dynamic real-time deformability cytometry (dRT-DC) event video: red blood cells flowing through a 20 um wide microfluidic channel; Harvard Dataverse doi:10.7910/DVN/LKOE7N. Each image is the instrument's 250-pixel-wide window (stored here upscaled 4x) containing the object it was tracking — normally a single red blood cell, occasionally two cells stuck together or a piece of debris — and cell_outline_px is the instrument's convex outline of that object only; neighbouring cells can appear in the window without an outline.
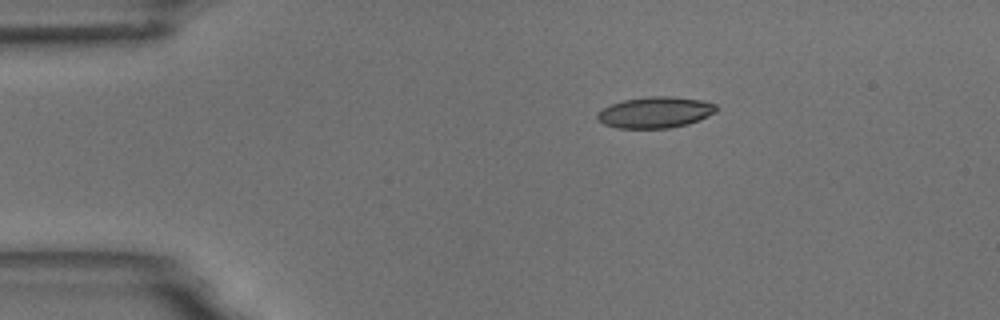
{"species": "common noctule bat (a hibernating species)", "species_latin": "Nyctalus noctula", "temperature_condition": "room temperature", "stored_images_in_passage": 6, "camera_frame_rate_fps": 3000, "um_per_image_px": 0.085, "animal": {"sex": "male", "body_mass_g": 18.8}, "frame": {"image": 1, "passage_image": 6, "time_ms": 6.0, "image_size_px": [1000, 320], "cell_outline_px": [[716, 112], [708, 116], [688, 124], [668, 128], [616, 128], [604, 124], [596, 116], [604, 108], [612, 104], [624, 100], [648, 96], [668, 96], [700, 100], [716, 104]], "centroid_in_image_um": [55.71, 9.55], "position_along_channel_um": 29.3, "area_um2": 21.33}}